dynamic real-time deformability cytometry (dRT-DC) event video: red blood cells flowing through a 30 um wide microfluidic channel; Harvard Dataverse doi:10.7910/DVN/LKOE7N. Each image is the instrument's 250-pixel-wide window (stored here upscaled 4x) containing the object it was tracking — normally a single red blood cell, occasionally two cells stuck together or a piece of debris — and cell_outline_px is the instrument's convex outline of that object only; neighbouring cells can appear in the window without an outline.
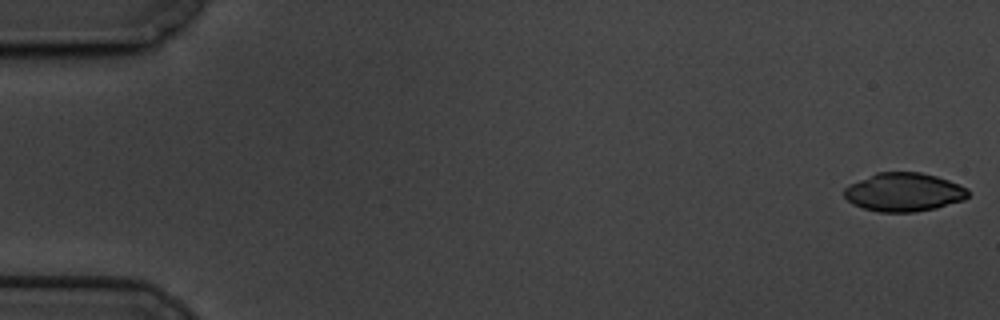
{"species": "common noctule bat (a hibernating species)", "species_latin": "Nyctalus noctula", "temperature_condition": "cold", "stored_images_in_passage": 59, "camera_frame_rate_fps": 3000, "um_per_image_px": 0.085, "animal": {"sex": "male", "body_mass_g": 19.5, "forearm_length_mm": 54.6}, "frame": {"image": 1, "passage_image": 1, "time_ms": 0.0, "image_size_px": [1000, 320], "cell_outline_px": [[968, 196], [964, 200], [936, 208], [912, 212], [880, 212], [864, 208], [852, 204], [844, 196], [844, 188], [848, 184], [876, 172], [920, 172], [936, 176], [960, 184], [968, 188]], "centroid_in_image_um": [76.82, 16.32], "position_along_channel_um": 8.2, "area_um2": 27.98}}